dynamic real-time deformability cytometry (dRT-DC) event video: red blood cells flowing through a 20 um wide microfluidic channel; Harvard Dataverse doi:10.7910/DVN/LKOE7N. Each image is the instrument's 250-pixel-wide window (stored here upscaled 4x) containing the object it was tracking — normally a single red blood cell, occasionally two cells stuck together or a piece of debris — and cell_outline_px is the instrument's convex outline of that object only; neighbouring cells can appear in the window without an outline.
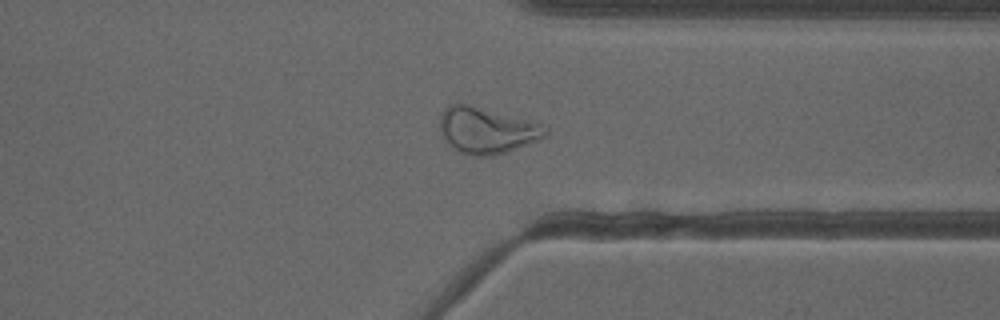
{"species": "common noctule bat (a hibernating species)", "species_latin": "Nyctalus noctula", "temperature_condition": "cold", "stored_images_in_passage": 48, "camera_frame_rate_fps": 3000, "um_per_image_px": 0.085, "animal": {"sex": "female"}, "frame": {"image": 1, "passage_image": 35, "time_ms": 11.333, "image_size_px": [1000, 320], "cell_outline_px": [[548, 132], [540, 140], [492, 156], [472, 156], [460, 152], [444, 136], [440, 128], [440, 112], [448, 104], [468, 104], [544, 124], [548, 128]], "centroid_in_image_um": [41.4, 11.07], "position_along_channel_um": 370.0, "area_um2": 28.03}, "authors_computed_cell_mechanics": {"area_um2": 28.7266, "velocity_mm_per_s": 3.8481, "shape_relaxation_time_tau1_ms": null, "shape_relaxation_time_tau2_ms": 2.1495, "deformation_change_tau1": null, "deformation_change_tau2": 0.109}}